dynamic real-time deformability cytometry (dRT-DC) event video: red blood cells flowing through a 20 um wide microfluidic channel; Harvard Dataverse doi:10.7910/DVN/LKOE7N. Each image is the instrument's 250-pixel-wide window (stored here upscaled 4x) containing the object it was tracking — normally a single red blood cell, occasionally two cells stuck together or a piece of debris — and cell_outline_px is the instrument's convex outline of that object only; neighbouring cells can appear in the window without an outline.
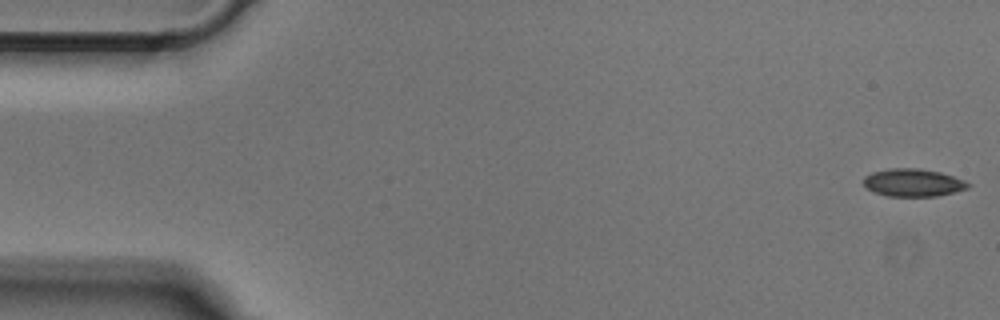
{"species": "Egyptian fruit bat (a non-hibernating species)", "species_latin": "Rousettus aegyptiacus", "temperature_condition": "cold", "stored_images_in_passage": 51, "camera_frame_rate_fps": 3000, "um_per_image_px": 0.085, "animal": {"sex": "male"}, "frame": {"image": 1, "passage_image": 1, "time_ms": 0.0, "image_size_px": [1000, 320], "cell_outline_px": [[972, 184], [968, 188], [936, 196], [888, 196], [876, 192], [868, 188], [864, 184], [864, 176], [872, 172], [888, 168], [920, 168], [940, 172], [964, 180]], "centroid_in_image_um": [77.62, 15.51], "position_along_channel_um": 7.4, "area_um2": 16.76}}
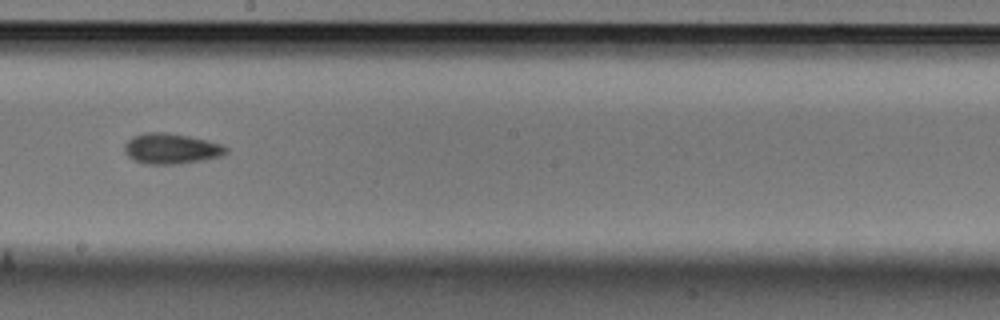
{"frame": {"image": 2, "passage_image": 28, "time_ms": 9.0, "image_size_px": [1000, 320], "cell_outline_px": [[228, 152], [224, 156], [176, 164], [144, 164], [132, 160], [124, 152], [124, 144], [132, 136], [144, 132], [168, 132], [208, 140], [224, 144], [228, 148]], "centroid_in_image_um": [14.55, 12.63], "position_along_channel_um": 233.7, "area_um2": 18.38}}
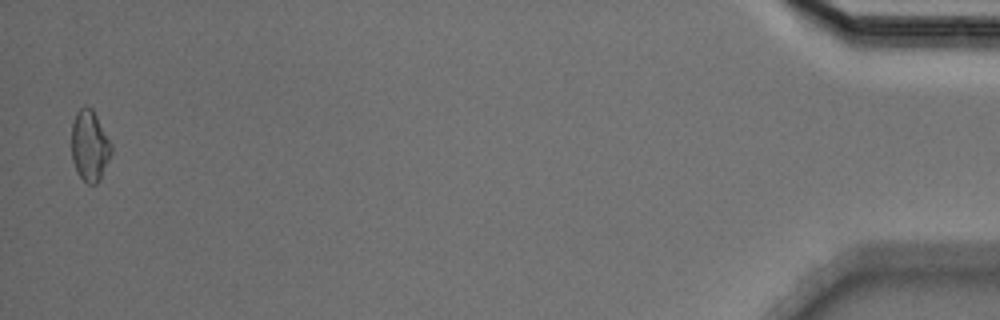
{"frame": {"image": 3, "passage_image": 50, "time_ms": 16.333, "image_size_px": [1000, 320], "cell_outline_px": [[112, 152], [100, 180], [96, 184], [88, 184], [80, 176], [72, 160], [72, 124], [76, 112], [84, 104], [92, 108], [112, 144]], "centroid_in_image_um": [7.63, 12.37], "position_along_channel_um": 427.6, "area_um2": 16.42}}